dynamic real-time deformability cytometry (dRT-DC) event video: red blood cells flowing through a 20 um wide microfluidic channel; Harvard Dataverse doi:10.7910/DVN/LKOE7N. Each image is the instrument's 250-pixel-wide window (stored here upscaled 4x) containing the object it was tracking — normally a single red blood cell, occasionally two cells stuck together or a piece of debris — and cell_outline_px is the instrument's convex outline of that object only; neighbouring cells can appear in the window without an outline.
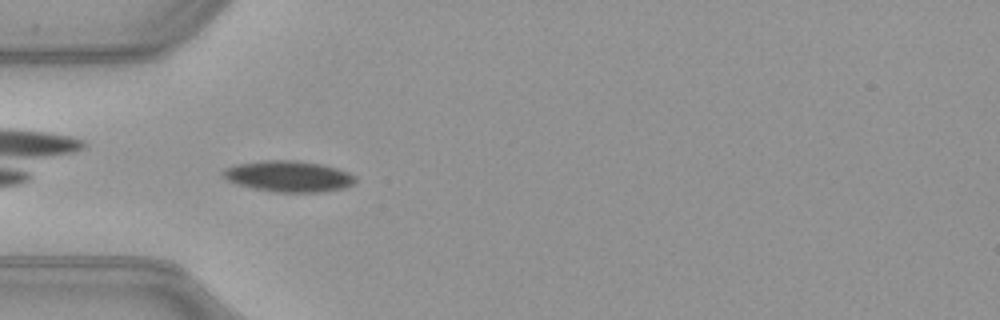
{"species": "common noctule bat (a hibernating species)", "species_latin": "Nyctalus noctula", "temperature_condition": "warm", "stored_images_in_passage": 37, "camera_frame_rate_fps": 3000, "um_per_image_px": 0.085, "animal": {"sex": "female", "body_mass_g": 21.9}, "frame": {"image": 1, "passage_image": 2, "time_ms": 0.333, "image_size_px": [1000, 320], "cell_outline_px": [[356, 180], [352, 184], [344, 188], [320, 192], [276, 192], [252, 188], [236, 184], [228, 180], [224, 176], [224, 168], [236, 164], [260, 160], [296, 160], [324, 164], [348, 172], [356, 176]], "centroid_in_image_um": [24.54, 14.98], "position_along_channel_um": 60.5, "area_um2": 24.04}}
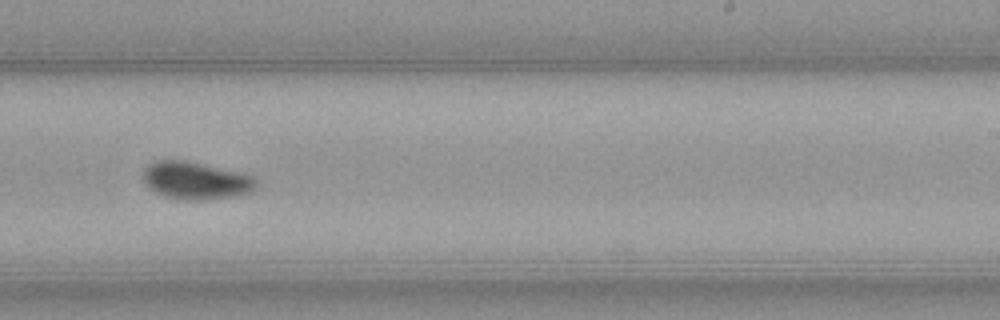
{"frame": {"image": 2, "passage_image": 18, "time_ms": 5.667, "image_size_px": [1000, 320], "cell_outline_px": [[256, 184], [248, 192], [232, 196], [204, 200], [180, 200], [164, 196], [156, 192], [144, 180], [144, 168], [148, 164], [160, 160], [188, 160], [244, 172], [252, 176], [256, 180]], "centroid_in_image_um": [16.65, 15.32], "position_along_channel_um": 272.4, "area_um2": 24.68}}
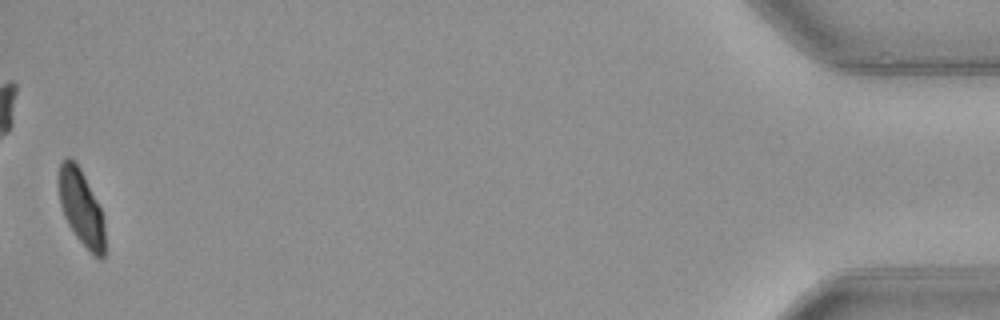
{"frame": {"image": 3, "passage_image": 37, "time_ms": 12.0, "image_size_px": [1000, 320], "cell_outline_px": [[104, 256], [100, 260], [88, 252], [76, 236], [68, 224], [64, 216], [60, 204], [60, 164], [68, 156], [80, 168], [104, 216]], "centroid_in_image_um": [6.93, 17.73], "position_along_channel_um": 428.3, "area_um2": 19.94}, "authors_computed_cell_mechanics": {"area_um2": 23.2934, "velocity_mm_per_s": 4.011, "shape_relaxation_time_tau1_ms": 7.2251, "shape_relaxation_time_tau2_ms": 2.046, "deformation_change_tau1": 0.2125, "deformation_change_tau2": 0.042}}